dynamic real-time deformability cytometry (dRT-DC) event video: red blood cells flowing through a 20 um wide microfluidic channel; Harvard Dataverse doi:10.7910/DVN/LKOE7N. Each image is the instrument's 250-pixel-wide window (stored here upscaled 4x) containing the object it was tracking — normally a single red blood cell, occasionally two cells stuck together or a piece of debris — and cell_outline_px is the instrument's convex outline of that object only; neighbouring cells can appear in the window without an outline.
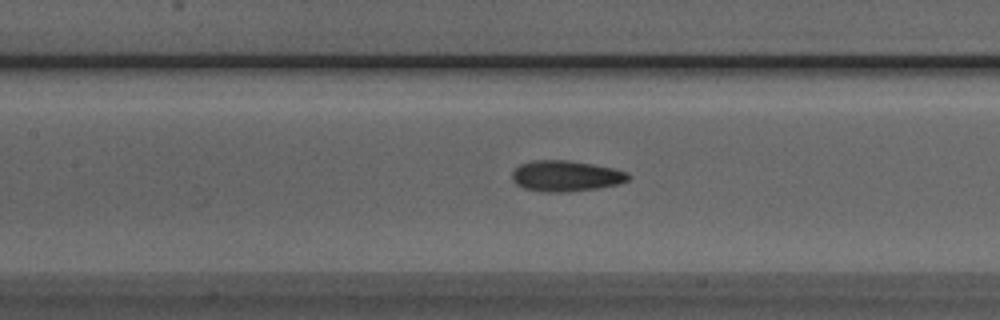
{"species": "Egyptian fruit bat (a non-hibernating species)", "species_latin": "Rousettus aegyptiacus", "temperature_condition": "room temperature", "stored_images_in_passage": 33, "camera_frame_rate_fps": 3000, "um_per_image_px": 0.085, "animal": {"sex": "male"}, "frame": {"image": 1, "passage_image": 14, "time_ms": 4.333, "image_size_px": [1000, 320], "cell_outline_px": [[632, 176], [628, 180], [620, 184], [596, 188], [564, 192], [544, 192], [524, 188], [516, 184], [512, 180], [512, 172], [520, 164], [532, 160], [568, 160], [592, 164], [612, 168], [624, 172]], "centroid_in_image_um": [48.07, 14.96], "position_along_channel_um": 159.3, "area_um2": 20.81}}
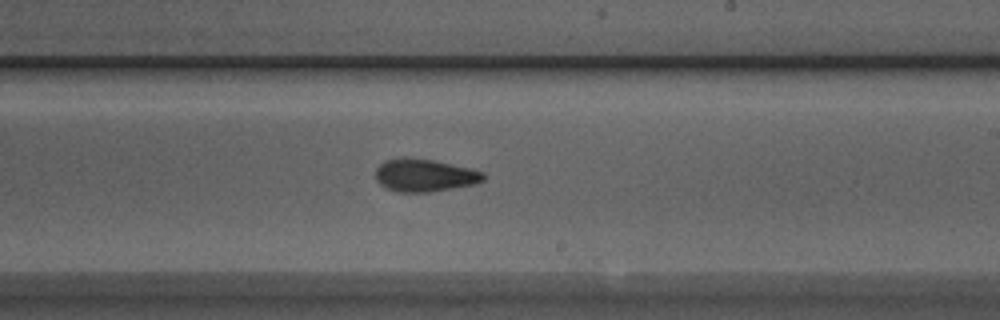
{"frame": {"image": 2, "passage_image": 21, "time_ms": 6.667, "image_size_px": [1000, 320], "cell_outline_px": [[488, 176], [484, 180], [476, 184], [428, 192], [396, 192], [384, 188], [376, 180], [376, 168], [384, 160], [432, 160], [468, 168], [484, 172]], "centroid_in_image_um": [36.12, 14.95], "position_along_channel_um": 252.9, "area_um2": 20.06}}
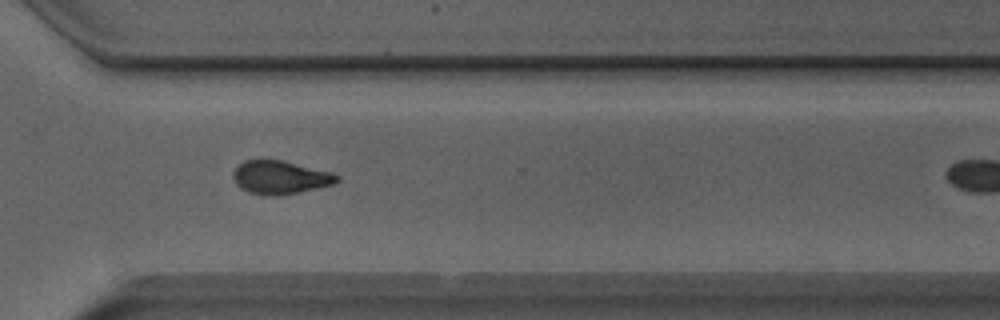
{"frame": {"image": 3, "passage_image": 28, "time_ms": 9.0, "image_size_px": [1000, 320], "cell_outline_px": [[340, 180], [332, 184], [316, 188], [276, 196], [272, 196], [248, 192], [240, 188], [236, 184], [232, 176], [232, 172], [244, 160], [284, 160], [332, 172], [340, 176]], "centroid_in_image_um": [23.81, 15.06], "position_along_channel_um": 346.8, "area_um2": 20.11}}